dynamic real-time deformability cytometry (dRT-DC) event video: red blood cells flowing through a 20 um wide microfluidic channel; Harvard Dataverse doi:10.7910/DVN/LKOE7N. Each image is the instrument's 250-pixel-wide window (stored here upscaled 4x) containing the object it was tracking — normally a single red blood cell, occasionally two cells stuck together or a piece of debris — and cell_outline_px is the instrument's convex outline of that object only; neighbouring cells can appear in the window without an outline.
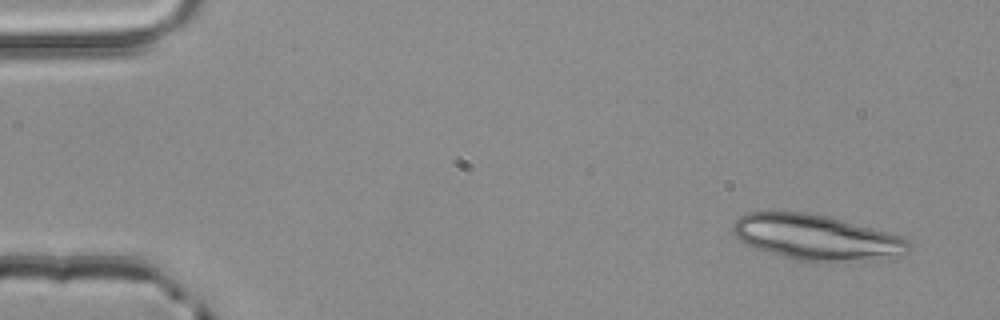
{"species": "common noctule bat (a hibernating species)", "species_latin": "Nyctalus noctula", "temperature_condition": "room temperature", "stored_images_in_passage": 3, "camera_frame_rate_fps": 3000, "um_per_image_px": 0.085, "animal": {"sex": "male", "body_mass_g": 20.4}, "frame": {"image": 1, "passage_image": 1, "time_ms": 0.0, "image_size_px": [1000, 320], "cell_outline_px": [[912, 248], [908, 252], [892, 260], [836, 264], [796, 260], [756, 248], [740, 240], [736, 236], [732, 228], [732, 224], [740, 216], [748, 212], [808, 212], [828, 216], [904, 236], [912, 244]], "centroid_in_image_um": [69.55, 20.23], "position_along_channel_um": 15.4, "area_um2": 47.86}}